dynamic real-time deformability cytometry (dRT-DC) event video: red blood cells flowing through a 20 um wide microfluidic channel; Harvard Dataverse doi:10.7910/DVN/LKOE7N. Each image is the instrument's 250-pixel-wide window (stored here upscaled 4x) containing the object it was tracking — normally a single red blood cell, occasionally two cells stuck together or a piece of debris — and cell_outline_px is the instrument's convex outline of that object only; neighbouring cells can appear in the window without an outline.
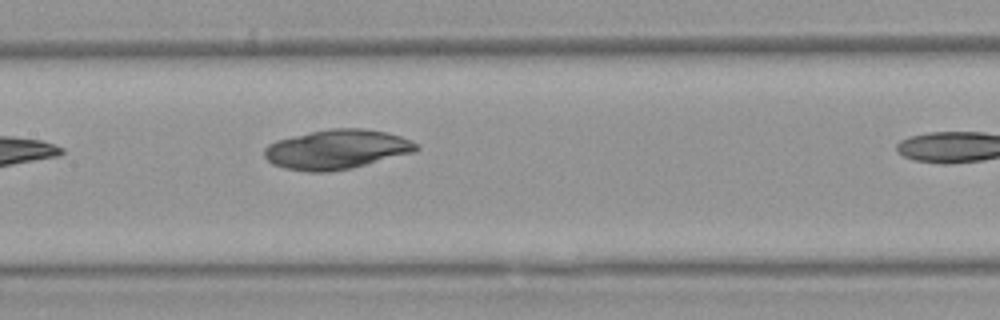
{"species": "Egyptian fruit bat (a non-hibernating species)", "species_latin": "Rousettus aegyptiacus", "temperature_condition": "warm", "stored_images_in_passage": 7, "segment_of_instrument_passage": [1, 2], "camera_frame_rate_fps": 3000, "um_per_image_px": 0.085, "animal": {"sex": "female"}, "frame": {"image": 1, "passage_image": 6, "time_ms": 6.0, "image_size_px": [1000, 320], "cell_outline_px": [[420, 148], [416, 152], [352, 168], [332, 172], [308, 172], [284, 168], [272, 164], [264, 156], [264, 148], [268, 144], [276, 140], [292, 136], [332, 128], [364, 128], [388, 132], [412, 140]], "centroid_in_image_um": [28.64, 12.7], "position_along_channel_um": 178.8, "area_um2": 35.26}}